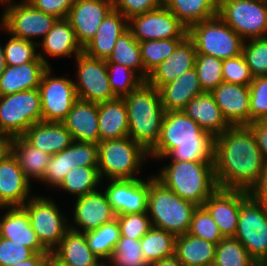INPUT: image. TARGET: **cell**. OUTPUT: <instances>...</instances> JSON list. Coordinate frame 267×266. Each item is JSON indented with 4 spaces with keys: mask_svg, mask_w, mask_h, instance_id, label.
I'll return each instance as SVG.
<instances>
[{
    "mask_svg": "<svg viewBox=\"0 0 267 266\" xmlns=\"http://www.w3.org/2000/svg\"><path fill=\"white\" fill-rule=\"evenodd\" d=\"M197 54L228 59L242 54L244 39L218 15L195 23L188 28Z\"/></svg>",
    "mask_w": 267,
    "mask_h": 266,
    "instance_id": "cell-8",
    "label": "cell"
},
{
    "mask_svg": "<svg viewBox=\"0 0 267 266\" xmlns=\"http://www.w3.org/2000/svg\"><path fill=\"white\" fill-rule=\"evenodd\" d=\"M51 253H35L31 258L11 266H45Z\"/></svg>",
    "mask_w": 267,
    "mask_h": 266,
    "instance_id": "cell-57",
    "label": "cell"
},
{
    "mask_svg": "<svg viewBox=\"0 0 267 266\" xmlns=\"http://www.w3.org/2000/svg\"><path fill=\"white\" fill-rule=\"evenodd\" d=\"M250 123L267 119V75L253 77L249 85Z\"/></svg>",
    "mask_w": 267,
    "mask_h": 266,
    "instance_id": "cell-50",
    "label": "cell"
},
{
    "mask_svg": "<svg viewBox=\"0 0 267 266\" xmlns=\"http://www.w3.org/2000/svg\"><path fill=\"white\" fill-rule=\"evenodd\" d=\"M97 145L98 171L102 181L142 178L141 172L150 159L148 152L136 141L127 136L100 141Z\"/></svg>",
    "mask_w": 267,
    "mask_h": 266,
    "instance_id": "cell-6",
    "label": "cell"
},
{
    "mask_svg": "<svg viewBox=\"0 0 267 266\" xmlns=\"http://www.w3.org/2000/svg\"><path fill=\"white\" fill-rule=\"evenodd\" d=\"M242 54L253 77L267 75V37L245 40Z\"/></svg>",
    "mask_w": 267,
    "mask_h": 266,
    "instance_id": "cell-47",
    "label": "cell"
},
{
    "mask_svg": "<svg viewBox=\"0 0 267 266\" xmlns=\"http://www.w3.org/2000/svg\"><path fill=\"white\" fill-rule=\"evenodd\" d=\"M113 8V0H74L66 19L82 48L95 36L98 27Z\"/></svg>",
    "mask_w": 267,
    "mask_h": 266,
    "instance_id": "cell-21",
    "label": "cell"
},
{
    "mask_svg": "<svg viewBox=\"0 0 267 266\" xmlns=\"http://www.w3.org/2000/svg\"><path fill=\"white\" fill-rule=\"evenodd\" d=\"M223 60L204 54H197L195 70L204 92H211L223 82Z\"/></svg>",
    "mask_w": 267,
    "mask_h": 266,
    "instance_id": "cell-45",
    "label": "cell"
},
{
    "mask_svg": "<svg viewBox=\"0 0 267 266\" xmlns=\"http://www.w3.org/2000/svg\"><path fill=\"white\" fill-rule=\"evenodd\" d=\"M98 166V145L94 142L73 141L63 151L51 155L43 178L38 182L50 190L56 189L74 167Z\"/></svg>",
    "mask_w": 267,
    "mask_h": 266,
    "instance_id": "cell-16",
    "label": "cell"
},
{
    "mask_svg": "<svg viewBox=\"0 0 267 266\" xmlns=\"http://www.w3.org/2000/svg\"><path fill=\"white\" fill-rule=\"evenodd\" d=\"M128 29L138 42L188 36V28L164 6L128 19Z\"/></svg>",
    "mask_w": 267,
    "mask_h": 266,
    "instance_id": "cell-15",
    "label": "cell"
},
{
    "mask_svg": "<svg viewBox=\"0 0 267 266\" xmlns=\"http://www.w3.org/2000/svg\"><path fill=\"white\" fill-rule=\"evenodd\" d=\"M247 249L235 238H223L215 249L213 266H257Z\"/></svg>",
    "mask_w": 267,
    "mask_h": 266,
    "instance_id": "cell-43",
    "label": "cell"
},
{
    "mask_svg": "<svg viewBox=\"0 0 267 266\" xmlns=\"http://www.w3.org/2000/svg\"><path fill=\"white\" fill-rule=\"evenodd\" d=\"M74 62L76 74L72 77L78 99L99 104L117 98L108 80L106 60L82 52Z\"/></svg>",
    "mask_w": 267,
    "mask_h": 266,
    "instance_id": "cell-14",
    "label": "cell"
},
{
    "mask_svg": "<svg viewBox=\"0 0 267 266\" xmlns=\"http://www.w3.org/2000/svg\"><path fill=\"white\" fill-rule=\"evenodd\" d=\"M84 234L91 251L99 259L106 260L110 259L121 236L116 219Z\"/></svg>",
    "mask_w": 267,
    "mask_h": 266,
    "instance_id": "cell-41",
    "label": "cell"
},
{
    "mask_svg": "<svg viewBox=\"0 0 267 266\" xmlns=\"http://www.w3.org/2000/svg\"><path fill=\"white\" fill-rule=\"evenodd\" d=\"M128 29V19L114 8L107 14L95 36L83 47V52L96 59L111 55L117 39Z\"/></svg>",
    "mask_w": 267,
    "mask_h": 266,
    "instance_id": "cell-27",
    "label": "cell"
},
{
    "mask_svg": "<svg viewBox=\"0 0 267 266\" xmlns=\"http://www.w3.org/2000/svg\"><path fill=\"white\" fill-rule=\"evenodd\" d=\"M163 6L187 28L218 15V0H163Z\"/></svg>",
    "mask_w": 267,
    "mask_h": 266,
    "instance_id": "cell-36",
    "label": "cell"
},
{
    "mask_svg": "<svg viewBox=\"0 0 267 266\" xmlns=\"http://www.w3.org/2000/svg\"><path fill=\"white\" fill-rule=\"evenodd\" d=\"M158 91L166 112L183 110L191 99L204 93L195 67L161 86Z\"/></svg>",
    "mask_w": 267,
    "mask_h": 266,
    "instance_id": "cell-29",
    "label": "cell"
},
{
    "mask_svg": "<svg viewBox=\"0 0 267 266\" xmlns=\"http://www.w3.org/2000/svg\"><path fill=\"white\" fill-rule=\"evenodd\" d=\"M62 123L71 133L73 141L100 142L97 103L77 99Z\"/></svg>",
    "mask_w": 267,
    "mask_h": 266,
    "instance_id": "cell-26",
    "label": "cell"
},
{
    "mask_svg": "<svg viewBox=\"0 0 267 266\" xmlns=\"http://www.w3.org/2000/svg\"><path fill=\"white\" fill-rule=\"evenodd\" d=\"M176 236L163 229L152 227L141 239L144 259L148 264L174 255Z\"/></svg>",
    "mask_w": 267,
    "mask_h": 266,
    "instance_id": "cell-39",
    "label": "cell"
},
{
    "mask_svg": "<svg viewBox=\"0 0 267 266\" xmlns=\"http://www.w3.org/2000/svg\"><path fill=\"white\" fill-rule=\"evenodd\" d=\"M100 141L129 136L128 110L123 98H115L98 104Z\"/></svg>",
    "mask_w": 267,
    "mask_h": 266,
    "instance_id": "cell-32",
    "label": "cell"
},
{
    "mask_svg": "<svg viewBox=\"0 0 267 266\" xmlns=\"http://www.w3.org/2000/svg\"><path fill=\"white\" fill-rule=\"evenodd\" d=\"M21 2H24V3H31L33 0H19Z\"/></svg>",
    "mask_w": 267,
    "mask_h": 266,
    "instance_id": "cell-64",
    "label": "cell"
},
{
    "mask_svg": "<svg viewBox=\"0 0 267 266\" xmlns=\"http://www.w3.org/2000/svg\"><path fill=\"white\" fill-rule=\"evenodd\" d=\"M74 0H33L31 4L46 14L53 15L58 19L68 16Z\"/></svg>",
    "mask_w": 267,
    "mask_h": 266,
    "instance_id": "cell-54",
    "label": "cell"
},
{
    "mask_svg": "<svg viewBox=\"0 0 267 266\" xmlns=\"http://www.w3.org/2000/svg\"><path fill=\"white\" fill-rule=\"evenodd\" d=\"M51 257L62 266H91L99 258L89 248L85 234L69 229Z\"/></svg>",
    "mask_w": 267,
    "mask_h": 266,
    "instance_id": "cell-31",
    "label": "cell"
},
{
    "mask_svg": "<svg viewBox=\"0 0 267 266\" xmlns=\"http://www.w3.org/2000/svg\"><path fill=\"white\" fill-rule=\"evenodd\" d=\"M106 63L122 64L136 72L144 80V66L141 60L140 44L127 29L117 39Z\"/></svg>",
    "mask_w": 267,
    "mask_h": 266,
    "instance_id": "cell-38",
    "label": "cell"
},
{
    "mask_svg": "<svg viewBox=\"0 0 267 266\" xmlns=\"http://www.w3.org/2000/svg\"><path fill=\"white\" fill-rule=\"evenodd\" d=\"M1 212V237L23 244L34 253H49L39 242L31 227L28 214L22 207L2 208Z\"/></svg>",
    "mask_w": 267,
    "mask_h": 266,
    "instance_id": "cell-25",
    "label": "cell"
},
{
    "mask_svg": "<svg viewBox=\"0 0 267 266\" xmlns=\"http://www.w3.org/2000/svg\"><path fill=\"white\" fill-rule=\"evenodd\" d=\"M0 32L9 37L4 43V54L7 66H17L28 62H43L38 56V47L35 42L15 37L7 32L5 25L0 21Z\"/></svg>",
    "mask_w": 267,
    "mask_h": 266,
    "instance_id": "cell-42",
    "label": "cell"
},
{
    "mask_svg": "<svg viewBox=\"0 0 267 266\" xmlns=\"http://www.w3.org/2000/svg\"><path fill=\"white\" fill-rule=\"evenodd\" d=\"M34 190L17 158L9 151L0 161V207H22L35 194Z\"/></svg>",
    "mask_w": 267,
    "mask_h": 266,
    "instance_id": "cell-20",
    "label": "cell"
},
{
    "mask_svg": "<svg viewBox=\"0 0 267 266\" xmlns=\"http://www.w3.org/2000/svg\"><path fill=\"white\" fill-rule=\"evenodd\" d=\"M0 21L11 35L38 44L58 20L39 11L31 3L11 1L3 4Z\"/></svg>",
    "mask_w": 267,
    "mask_h": 266,
    "instance_id": "cell-12",
    "label": "cell"
},
{
    "mask_svg": "<svg viewBox=\"0 0 267 266\" xmlns=\"http://www.w3.org/2000/svg\"><path fill=\"white\" fill-rule=\"evenodd\" d=\"M243 190L217 188L204 202L203 207L218 225L224 238L234 237L241 203L250 195Z\"/></svg>",
    "mask_w": 267,
    "mask_h": 266,
    "instance_id": "cell-19",
    "label": "cell"
},
{
    "mask_svg": "<svg viewBox=\"0 0 267 266\" xmlns=\"http://www.w3.org/2000/svg\"><path fill=\"white\" fill-rule=\"evenodd\" d=\"M121 237L140 240L153 226L147 212L116 215Z\"/></svg>",
    "mask_w": 267,
    "mask_h": 266,
    "instance_id": "cell-49",
    "label": "cell"
},
{
    "mask_svg": "<svg viewBox=\"0 0 267 266\" xmlns=\"http://www.w3.org/2000/svg\"><path fill=\"white\" fill-rule=\"evenodd\" d=\"M123 99L128 110L129 137L149 152L159 140L166 112L159 91L144 81Z\"/></svg>",
    "mask_w": 267,
    "mask_h": 266,
    "instance_id": "cell-4",
    "label": "cell"
},
{
    "mask_svg": "<svg viewBox=\"0 0 267 266\" xmlns=\"http://www.w3.org/2000/svg\"><path fill=\"white\" fill-rule=\"evenodd\" d=\"M218 16L244 40L267 37V0H218Z\"/></svg>",
    "mask_w": 267,
    "mask_h": 266,
    "instance_id": "cell-10",
    "label": "cell"
},
{
    "mask_svg": "<svg viewBox=\"0 0 267 266\" xmlns=\"http://www.w3.org/2000/svg\"><path fill=\"white\" fill-rule=\"evenodd\" d=\"M102 181L101 188L116 215L147 212L149 176Z\"/></svg>",
    "mask_w": 267,
    "mask_h": 266,
    "instance_id": "cell-17",
    "label": "cell"
},
{
    "mask_svg": "<svg viewBox=\"0 0 267 266\" xmlns=\"http://www.w3.org/2000/svg\"><path fill=\"white\" fill-rule=\"evenodd\" d=\"M114 9L127 19L163 6V0H113Z\"/></svg>",
    "mask_w": 267,
    "mask_h": 266,
    "instance_id": "cell-53",
    "label": "cell"
},
{
    "mask_svg": "<svg viewBox=\"0 0 267 266\" xmlns=\"http://www.w3.org/2000/svg\"><path fill=\"white\" fill-rule=\"evenodd\" d=\"M49 195L51 197L41 193L34 194L22 208L27 212L39 242L51 253L70 227L69 215L61 210L56 199Z\"/></svg>",
    "mask_w": 267,
    "mask_h": 266,
    "instance_id": "cell-7",
    "label": "cell"
},
{
    "mask_svg": "<svg viewBox=\"0 0 267 266\" xmlns=\"http://www.w3.org/2000/svg\"><path fill=\"white\" fill-rule=\"evenodd\" d=\"M166 161H168L166 163ZM159 164L153 175L166 188L184 200L203 206L209 196L218 188L215 179L214 162L169 161ZM158 173V174H157Z\"/></svg>",
    "mask_w": 267,
    "mask_h": 266,
    "instance_id": "cell-3",
    "label": "cell"
},
{
    "mask_svg": "<svg viewBox=\"0 0 267 266\" xmlns=\"http://www.w3.org/2000/svg\"><path fill=\"white\" fill-rule=\"evenodd\" d=\"M52 67L42 74L38 90L41 99L42 121L63 122L78 99L73 78L56 75Z\"/></svg>",
    "mask_w": 267,
    "mask_h": 266,
    "instance_id": "cell-13",
    "label": "cell"
},
{
    "mask_svg": "<svg viewBox=\"0 0 267 266\" xmlns=\"http://www.w3.org/2000/svg\"><path fill=\"white\" fill-rule=\"evenodd\" d=\"M11 138L0 135V161L10 151Z\"/></svg>",
    "mask_w": 267,
    "mask_h": 266,
    "instance_id": "cell-59",
    "label": "cell"
},
{
    "mask_svg": "<svg viewBox=\"0 0 267 266\" xmlns=\"http://www.w3.org/2000/svg\"><path fill=\"white\" fill-rule=\"evenodd\" d=\"M10 151L17 158L25 177L32 184L43 178L51 158L50 154L32 146L23 136L11 138Z\"/></svg>",
    "mask_w": 267,
    "mask_h": 266,
    "instance_id": "cell-34",
    "label": "cell"
},
{
    "mask_svg": "<svg viewBox=\"0 0 267 266\" xmlns=\"http://www.w3.org/2000/svg\"><path fill=\"white\" fill-rule=\"evenodd\" d=\"M263 266H267V261L262 264Z\"/></svg>",
    "mask_w": 267,
    "mask_h": 266,
    "instance_id": "cell-65",
    "label": "cell"
},
{
    "mask_svg": "<svg viewBox=\"0 0 267 266\" xmlns=\"http://www.w3.org/2000/svg\"><path fill=\"white\" fill-rule=\"evenodd\" d=\"M197 207L166 188L150 172L147 214L153 227L175 236L184 235L188 233L193 212Z\"/></svg>",
    "mask_w": 267,
    "mask_h": 266,
    "instance_id": "cell-5",
    "label": "cell"
},
{
    "mask_svg": "<svg viewBox=\"0 0 267 266\" xmlns=\"http://www.w3.org/2000/svg\"><path fill=\"white\" fill-rule=\"evenodd\" d=\"M109 261L111 266H149L144 259L140 240L121 236Z\"/></svg>",
    "mask_w": 267,
    "mask_h": 266,
    "instance_id": "cell-46",
    "label": "cell"
},
{
    "mask_svg": "<svg viewBox=\"0 0 267 266\" xmlns=\"http://www.w3.org/2000/svg\"><path fill=\"white\" fill-rule=\"evenodd\" d=\"M11 1H15V0H0V8L3 4L11 2ZM17 1V0H16Z\"/></svg>",
    "mask_w": 267,
    "mask_h": 266,
    "instance_id": "cell-63",
    "label": "cell"
},
{
    "mask_svg": "<svg viewBox=\"0 0 267 266\" xmlns=\"http://www.w3.org/2000/svg\"><path fill=\"white\" fill-rule=\"evenodd\" d=\"M250 193L267 208V165L260 182Z\"/></svg>",
    "mask_w": 267,
    "mask_h": 266,
    "instance_id": "cell-56",
    "label": "cell"
},
{
    "mask_svg": "<svg viewBox=\"0 0 267 266\" xmlns=\"http://www.w3.org/2000/svg\"><path fill=\"white\" fill-rule=\"evenodd\" d=\"M149 266H184L175 255L155 261Z\"/></svg>",
    "mask_w": 267,
    "mask_h": 266,
    "instance_id": "cell-58",
    "label": "cell"
},
{
    "mask_svg": "<svg viewBox=\"0 0 267 266\" xmlns=\"http://www.w3.org/2000/svg\"><path fill=\"white\" fill-rule=\"evenodd\" d=\"M216 244L190 235L176 236L174 255L184 266H213Z\"/></svg>",
    "mask_w": 267,
    "mask_h": 266,
    "instance_id": "cell-35",
    "label": "cell"
},
{
    "mask_svg": "<svg viewBox=\"0 0 267 266\" xmlns=\"http://www.w3.org/2000/svg\"><path fill=\"white\" fill-rule=\"evenodd\" d=\"M215 138L182 110L165 112L159 140L148 152L150 161L214 162ZM154 160V161H153Z\"/></svg>",
    "mask_w": 267,
    "mask_h": 266,
    "instance_id": "cell-2",
    "label": "cell"
},
{
    "mask_svg": "<svg viewBox=\"0 0 267 266\" xmlns=\"http://www.w3.org/2000/svg\"><path fill=\"white\" fill-rule=\"evenodd\" d=\"M70 205L73 209L70 211L69 227L78 232L97 229L116 218L102 188L73 199Z\"/></svg>",
    "mask_w": 267,
    "mask_h": 266,
    "instance_id": "cell-18",
    "label": "cell"
},
{
    "mask_svg": "<svg viewBox=\"0 0 267 266\" xmlns=\"http://www.w3.org/2000/svg\"><path fill=\"white\" fill-rule=\"evenodd\" d=\"M188 234L216 245L224 238L219 231L218 225L203 206H198L194 210Z\"/></svg>",
    "mask_w": 267,
    "mask_h": 266,
    "instance_id": "cell-48",
    "label": "cell"
},
{
    "mask_svg": "<svg viewBox=\"0 0 267 266\" xmlns=\"http://www.w3.org/2000/svg\"><path fill=\"white\" fill-rule=\"evenodd\" d=\"M42 121L40 92L37 89L0 96V134L22 136L33 124Z\"/></svg>",
    "mask_w": 267,
    "mask_h": 266,
    "instance_id": "cell-9",
    "label": "cell"
},
{
    "mask_svg": "<svg viewBox=\"0 0 267 266\" xmlns=\"http://www.w3.org/2000/svg\"><path fill=\"white\" fill-rule=\"evenodd\" d=\"M35 253L23 244L0 236V266H11L31 258Z\"/></svg>",
    "mask_w": 267,
    "mask_h": 266,
    "instance_id": "cell-52",
    "label": "cell"
},
{
    "mask_svg": "<svg viewBox=\"0 0 267 266\" xmlns=\"http://www.w3.org/2000/svg\"><path fill=\"white\" fill-rule=\"evenodd\" d=\"M45 266H62L60 265L56 260H54L51 256L48 258V260L45 263Z\"/></svg>",
    "mask_w": 267,
    "mask_h": 266,
    "instance_id": "cell-62",
    "label": "cell"
},
{
    "mask_svg": "<svg viewBox=\"0 0 267 266\" xmlns=\"http://www.w3.org/2000/svg\"><path fill=\"white\" fill-rule=\"evenodd\" d=\"M91 266H111V263L109 260L106 259H99Z\"/></svg>",
    "mask_w": 267,
    "mask_h": 266,
    "instance_id": "cell-61",
    "label": "cell"
},
{
    "mask_svg": "<svg viewBox=\"0 0 267 266\" xmlns=\"http://www.w3.org/2000/svg\"><path fill=\"white\" fill-rule=\"evenodd\" d=\"M223 81L233 84L249 86L253 76L243 54L223 60L222 66Z\"/></svg>",
    "mask_w": 267,
    "mask_h": 266,
    "instance_id": "cell-51",
    "label": "cell"
},
{
    "mask_svg": "<svg viewBox=\"0 0 267 266\" xmlns=\"http://www.w3.org/2000/svg\"><path fill=\"white\" fill-rule=\"evenodd\" d=\"M196 57L195 45L187 36L175 51L148 75L146 81L156 89H159L194 68Z\"/></svg>",
    "mask_w": 267,
    "mask_h": 266,
    "instance_id": "cell-24",
    "label": "cell"
},
{
    "mask_svg": "<svg viewBox=\"0 0 267 266\" xmlns=\"http://www.w3.org/2000/svg\"><path fill=\"white\" fill-rule=\"evenodd\" d=\"M101 183L98 166H79L71 169L55 190L75 199L97 191L101 188Z\"/></svg>",
    "mask_w": 267,
    "mask_h": 266,
    "instance_id": "cell-37",
    "label": "cell"
},
{
    "mask_svg": "<svg viewBox=\"0 0 267 266\" xmlns=\"http://www.w3.org/2000/svg\"><path fill=\"white\" fill-rule=\"evenodd\" d=\"M210 93L231 126L250 124L249 86L223 81Z\"/></svg>",
    "mask_w": 267,
    "mask_h": 266,
    "instance_id": "cell-23",
    "label": "cell"
},
{
    "mask_svg": "<svg viewBox=\"0 0 267 266\" xmlns=\"http://www.w3.org/2000/svg\"><path fill=\"white\" fill-rule=\"evenodd\" d=\"M38 56L48 66L52 67L49 58L75 59L83 48L78 43L70 22L65 19H58L51 30L37 44Z\"/></svg>",
    "mask_w": 267,
    "mask_h": 266,
    "instance_id": "cell-22",
    "label": "cell"
},
{
    "mask_svg": "<svg viewBox=\"0 0 267 266\" xmlns=\"http://www.w3.org/2000/svg\"><path fill=\"white\" fill-rule=\"evenodd\" d=\"M107 73L111 89L117 98L125 97L144 82L136 72L122 64L107 63Z\"/></svg>",
    "mask_w": 267,
    "mask_h": 266,
    "instance_id": "cell-44",
    "label": "cell"
},
{
    "mask_svg": "<svg viewBox=\"0 0 267 266\" xmlns=\"http://www.w3.org/2000/svg\"><path fill=\"white\" fill-rule=\"evenodd\" d=\"M185 38L157 39L139 42L141 60L144 66V81L148 75L167 59Z\"/></svg>",
    "mask_w": 267,
    "mask_h": 266,
    "instance_id": "cell-40",
    "label": "cell"
},
{
    "mask_svg": "<svg viewBox=\"0 0 267 266\" xmlns=\"http://www.w3.org/2000/svg\"><path fill=\"white\" fill-rule=\"evenodd\" d=\"M182 111L214 138L231 126L223 117L210 92H204L191 99Z\"/></svg>",
    "mask_w": 267,
    "mask_h": 266,
    "instance_id": "cell-28",
    "label": "cell"
},
{
    "mask_svg": "<svg viewBox=\"0 0 267 266\" xmlns=\"http://www.w3.org/2000/svg\"><path fill=\"white\" fill-rule=\"evenodd\" d=\"M252 131L256 144L261 151L264 161L267 165V119L257 120L247 125Z\"/></svg>",
    "mask_w": 267,
    "mask_h": 266,
    "instance_id": "cell-55",
    "label": "cell"
},
{
    "mask_svg": "<svg viewBox=\"0 0 267 266\" xmlns=\"http://www.w3.org/2000/svg\"><path fill=\"white\" fill-rule=\"evenodd\" d=\"M6 61H5V54H4V44L0 42V77L3 74L4 70L6 69Z\"/></svg>",
    "mask_w": 267,
    "mask_h": 266,
    "instance_id": "cell-60",
    "label": "cell"
},
{
    "mask_svg": "<svg viewBox=\"0 0 267 266\" xmlns=\"http://www.w3.org/2000/svg\"><path fill=\"white\" fill-rule=\"evenodd\" d=\"M32 146L55 155L73 142L71 133L61 122L40 121L33 124L22 135Z\"/></svg>",
    "mask_w": 267,
    "mask_h": 266,
    "instance_id": "cell-30",
    "label": "cell"
},
{
    "mask_svg": "<svg viewBox=\"0 0 267 266\" xmlns=\"http://www.w3.org/2000/svg\"><path fill=\"white\" fill-rule=\"evenodd\" d=\"M249 255L262 265L267 261V208L250 194L240 205L234 235Z\"/></svg>",
    "mask_w": 267,
    "mask_h": 266,
    "instance_id": "cell-11",
    "label": "cell"
},
{
    "mask_svg": "<svg viewBox=\"0 0 267 266\" xmlns=\"http://www.w3.org/2000/svg\"><path fill=\"white\" fill-rule=\"evenodd\" d=\"M214 169L218 188L251 192L258 185L266 162L247 125L230 126L215 137Z\"/></svg>",
    "mask_w": 267,
    "mask_h": 266,
    "instance_id": "cell-1",
    "label": "cell"
},
{
    "mask_svg": "<svg viewBox=\"0 0 267 266\" xmlns=\"http://www.w3.org/2000/svg\"><path fill=\"white\" fill-rule=\"evenodd\" d=\"M48 68L44 62H28L6 66L0 77V96L37 89L43 72Z\"/></svg>",
    "mask_w": 267,
    "mask_h": 266,
    "instance_id": "cell-33",
    "label": "cell"
}]
</instances>
